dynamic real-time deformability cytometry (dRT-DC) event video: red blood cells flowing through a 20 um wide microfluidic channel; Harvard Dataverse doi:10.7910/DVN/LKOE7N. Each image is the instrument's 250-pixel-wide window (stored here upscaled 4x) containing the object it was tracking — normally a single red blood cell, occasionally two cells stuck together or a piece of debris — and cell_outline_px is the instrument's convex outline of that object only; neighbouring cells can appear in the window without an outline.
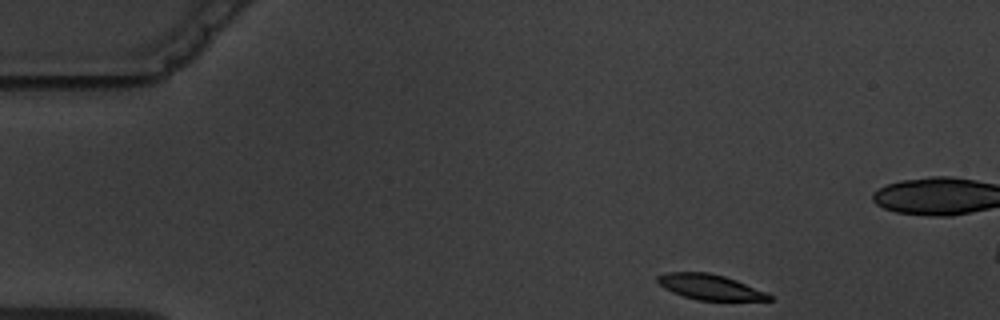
{"species": "common noctule bat (a hibernating species)", "species_latin": "Nyctalus noctula", "temperature_condition": "warm", "stored_images_in_passage": 3, "camera_frame_rate_fps": 3000, "um_per_image_px": 0.085, "animal": {"sex": "male", "body_mass_g": 19.5, "forearm_length_mm": 54.6}, "frame": {"image": 1, "passage_image": 1, "time_ms": 0.0, "image_size_px": [1000, 320], "cell_outline_px": [[772, 300], [696, 300], [672, 292], [664, 288], [656, 280], [656, 276], [664, 272], [708, 272], [724, 276], [736, 280], [768, 292], [772, 296]], "centroid_in_image_um": [60.34, 24.39], "position_along_channel_um": 24.7, "area_um2": 16.53}}